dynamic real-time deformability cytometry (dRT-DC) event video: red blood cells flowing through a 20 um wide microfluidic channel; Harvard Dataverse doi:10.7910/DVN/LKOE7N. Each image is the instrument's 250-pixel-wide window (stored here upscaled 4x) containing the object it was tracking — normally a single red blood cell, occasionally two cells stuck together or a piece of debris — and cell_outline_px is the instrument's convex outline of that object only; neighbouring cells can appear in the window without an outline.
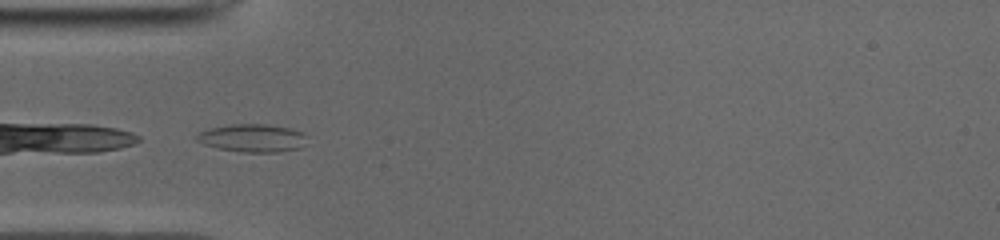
{"species": "common noctule bat (a hibernating species)", "species_latin": "Nyctalus noctula", "temperature_condition": "cold", "stored_images_in_passage": 33, "camera_frame_rate_fps": 3000, "um_per_image_px": 0.085, "animal": {"sex": "male", "body_mass_g": 19.0, "forearm_length_mm": 50.8}, "frame": {"image": 1, "passage_image": 1, "time_ms": 0.0, "image_size_px": [1000, 240], "cell_outline_px": [[308, 136], [300, 148], [276, 152], [244, 152], [220, 148], [204, 144], [196, 140], [196, 136], [200, 132], [208, 128], [232, 124], [264, 124], [288, 128], [304, 132]], "centroid_in_image_um": [21.47, 11.72], "position_along_channel_um": 63.5, "area_um2": 17.8}}
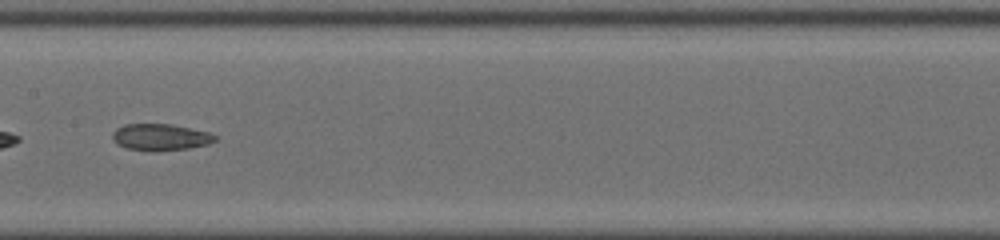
{"frame": {"image": 2, "passage_image": 11, "time_ms": 3.333, "image_size_px": [1000, 240], "cell_outline_px": [[216, 140], [208, 144], [188, 148], [148, 152], [128, 148], [116, 144], [112, 136], [112, 132], [116, 128], [124, 124], [172, 124], [208, 132], [216, 136]], "centroid_in_image_um": [13.6, 11.66], "position_along_channel_um": 193.8, "area_um2": 15.95}}
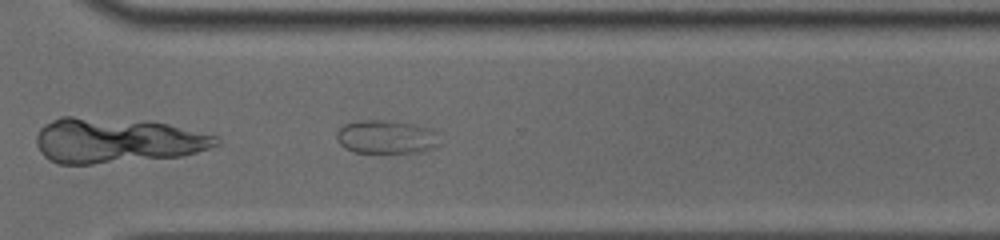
{"frame": {"image": 3, "passage_image": 22, "time_ms": 7.0, "image_size_px": [1000, 240], "cell_outline_px": [[444, 144], [436, 148], [424, 152], [356, 152], [344, 148], [336, 140], [336, 132], [344, 124], [360, 120], [392, 120], [432, 128], [436, 132]], "centroid_in_image_um": [32.9, 11.64], "position_along_channel_um": 337.7, "area_um2": 20.63}}